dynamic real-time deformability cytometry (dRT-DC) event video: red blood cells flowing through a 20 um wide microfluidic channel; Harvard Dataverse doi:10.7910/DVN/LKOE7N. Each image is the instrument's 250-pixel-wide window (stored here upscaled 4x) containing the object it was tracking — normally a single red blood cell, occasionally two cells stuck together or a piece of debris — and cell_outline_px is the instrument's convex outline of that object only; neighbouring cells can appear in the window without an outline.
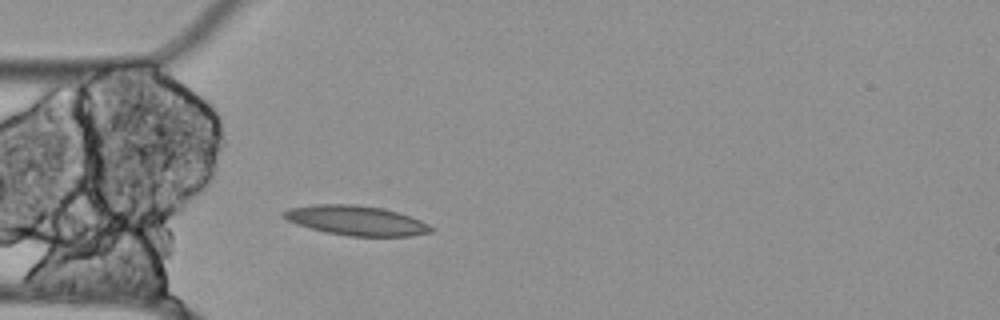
{"species": "Egyptian fruit bat (a non-hibernating species)", "species_latin": "Rousettus aegyptiacus", "temperature_condition": "cold", "stored_images_in_passage": 4, "camera_frame_rate_fps": 3000, "um_per_image_px": 0.085, "animal": {"sex": "female"}, "frame": {"image": 1, "passage_image": 1, "time_ms": 0.0, "image_size_px": [1000, 320], "cell_outline_px": [[436, 228], [432, 232], [412, 236], [348, 236], [324, 232], [296, 224], [280, 216], [280, 212], [288, 208], [312, 204], [356, 204], [384, 208], [420, 220]], "centroid_in_image_um": [30.24, 18.74], "position_along_channel_um": 54.8, "area_um2": 25.78}}